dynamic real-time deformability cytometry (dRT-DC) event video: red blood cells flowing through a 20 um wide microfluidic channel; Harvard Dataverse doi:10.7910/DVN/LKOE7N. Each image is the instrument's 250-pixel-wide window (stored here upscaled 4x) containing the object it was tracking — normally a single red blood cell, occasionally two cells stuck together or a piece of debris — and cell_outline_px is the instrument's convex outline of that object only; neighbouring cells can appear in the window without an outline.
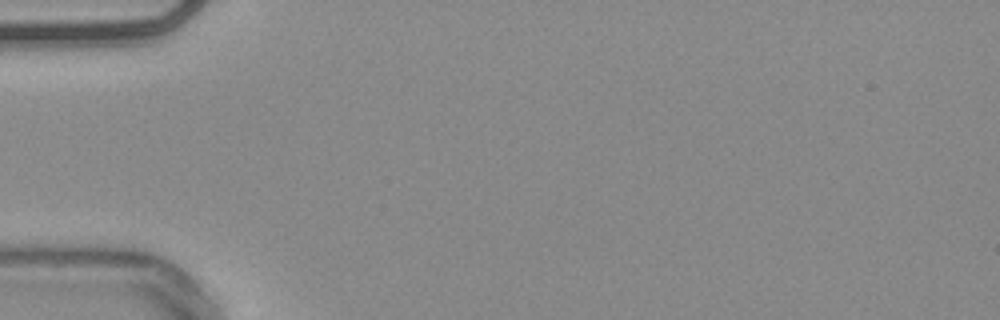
{"species": "common noctule bat (a hibernating species)", "species_latin": "Nyctalus noctula", "temperature_condition": "warm", "stored_images_in_passage": 2, "camera_frame_rate_fps": 3000, "um_per_image_px": 0.085, "animal": {"sex": "male", "body_mass_g": 20.4}, "frame": {"image": 1, "passage_image": 1, "time_ms": 0.0, "image_size_px": [1000, 320], "cell_outline_px": [[140, 264], [48, 264], [40, 260], [56, 244], [100, 244], [132, 256], [140, 260]], "centroid_in_image_um": [7.39, 21.7], "position_along_channel_um": 77.6, "area_um2": 11.21}}